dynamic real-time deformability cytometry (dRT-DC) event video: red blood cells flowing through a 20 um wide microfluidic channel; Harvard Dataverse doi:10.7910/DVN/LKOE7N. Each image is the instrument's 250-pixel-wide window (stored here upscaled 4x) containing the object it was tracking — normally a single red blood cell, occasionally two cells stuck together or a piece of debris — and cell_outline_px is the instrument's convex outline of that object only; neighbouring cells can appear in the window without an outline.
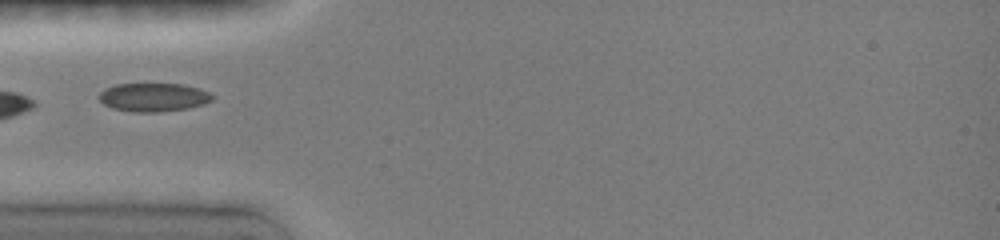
{"species": "common noctule bat (a hibernating species)", "species_latin": "Nyctalus noctula", "temperature_condition": "room temperature", "stored_images_in_passage": 18, "camera_frame_rate_fps": 3000, "um_per_image_px": 0.085, "animal": {"sex": "female", "body_mass_g": 19.0, "forearm_length_mm": 51.5}, "frame": {"image": 1, "passage_image": 1, "time_ms": 0.0, "image_size_px": [1000, 240], "cell_outline_px": [[212, 100], [204, 104], [188, 108], [156, 112], [132, 112], [112, 108], [104, 104], [100, 100], [100, 92], [104, 88], [116, 84], [180, 84], [196, 88], [208, 92], [212, 96]], "centroid_in_image_um": [13.01, 8.27], "position_along_channel_um": 72.0, "area_um2": 18.61}}